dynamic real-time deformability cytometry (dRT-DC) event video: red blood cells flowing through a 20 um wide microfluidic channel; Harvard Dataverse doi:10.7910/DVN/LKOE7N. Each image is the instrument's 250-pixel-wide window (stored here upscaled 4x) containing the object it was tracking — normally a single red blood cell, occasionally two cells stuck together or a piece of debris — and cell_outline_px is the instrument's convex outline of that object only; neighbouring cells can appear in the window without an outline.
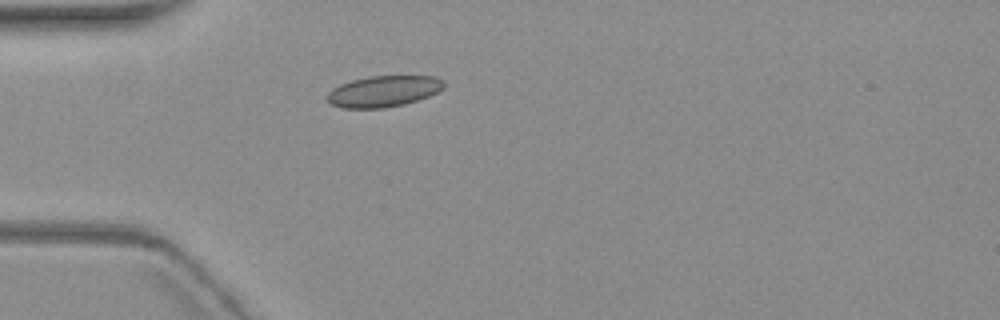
{"species": "common noctule bat (a hibernating species)", "species_latin": "Nyctalus noctula", "temperature_condition": "warm", "stored_images_in_passage": 2, "camera_frame_rate_fps": 3000, "um_per_image_px": 0.085, "animal": {"sex": "female", "body_mass_g": 19.3, "forearm_length_mm": 54.1}, "frame": {"image": 1, "passage_image": 1, "time_ms": 0.0, "image_size_px": [1000, 320], "cell_outline_px": [[444, 88], [428, 96], [404, 104], [384, 108], [344, 108], [332, 104], [328, 100], [328, 92], [332, 88], [340, 84], [352, 80], [368, 76], [436, 76], [444, 80]], "centroid_in_image_um": [32.61, 7.75], "position_along_channel_um": 52.4, "area_um2": 21.1}}